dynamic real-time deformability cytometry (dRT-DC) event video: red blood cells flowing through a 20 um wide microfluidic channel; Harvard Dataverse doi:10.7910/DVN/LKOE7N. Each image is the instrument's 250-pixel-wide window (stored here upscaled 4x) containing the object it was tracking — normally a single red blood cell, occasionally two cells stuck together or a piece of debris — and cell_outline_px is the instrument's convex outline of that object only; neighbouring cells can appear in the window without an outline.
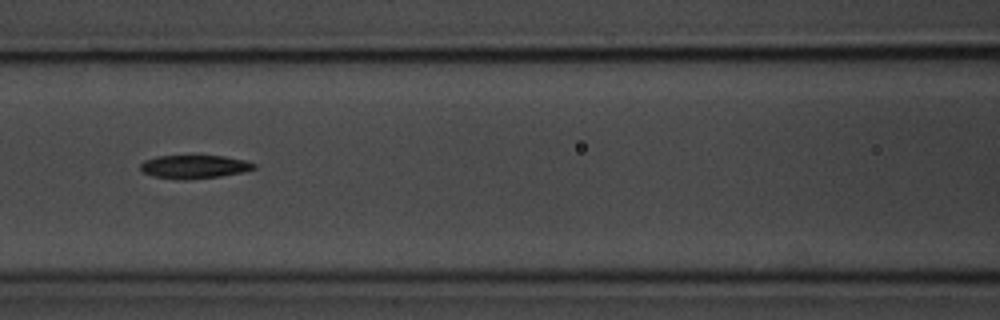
{"species": "common noctule bat (a hibernating species)", "species_latin": "Nyctalus noctula", "temperature_condition": "room temperature", "stored_images_in_passage": 6, "camera_frame_rate_fps": 3000, "um_per_image_px": 0.085, "animal": {"sex": "male", "body_mass_g": 20.1, "forearm_length_mm": 53.5}, "frame": {"image": 1, "passage_image": 5, "time_ms": 1.333, "image_size_px": [1000, 320], "cell_outline_px": [[256, 168], [240, 172], [220, 176], [184, 180], [180, 180], [152, 176], [144, 172], [140, 168], [140, 164], [144, 160], [156, 156], [224, 156], [244, 160], [256, 164]], "centroid_in_image_um": [16.48, 14.17], "position_along_channel_um": 150.1, "area_um2": 15.37}}
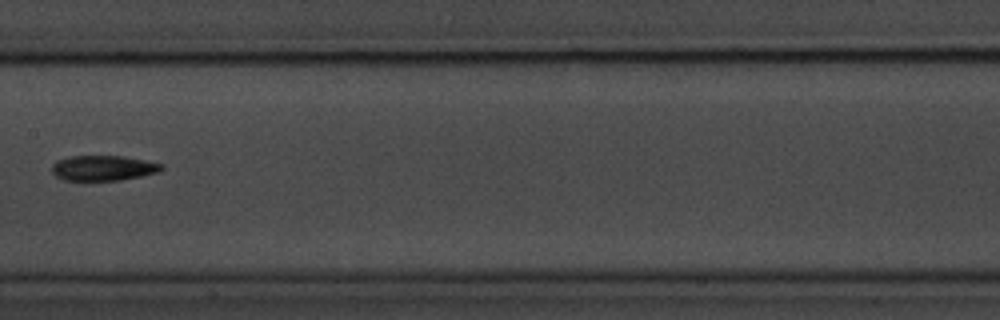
{"frame": {"image": 2, "passage_image": 6, "time_ms": 1.667, "image_size_px": [1000, 320], "cell_outline_px": [[164, 168], [156, 172], [140, 176], [120, 180], [64, 180], [56, 176], [52, 172], [52, 164], [56, 160], [68, 156], [124, 156], [164, 164]], "centroid_in_image_um": [8.74, 14.27], "position_along_channel_um": 198.7, "area_um2": 16.07}}